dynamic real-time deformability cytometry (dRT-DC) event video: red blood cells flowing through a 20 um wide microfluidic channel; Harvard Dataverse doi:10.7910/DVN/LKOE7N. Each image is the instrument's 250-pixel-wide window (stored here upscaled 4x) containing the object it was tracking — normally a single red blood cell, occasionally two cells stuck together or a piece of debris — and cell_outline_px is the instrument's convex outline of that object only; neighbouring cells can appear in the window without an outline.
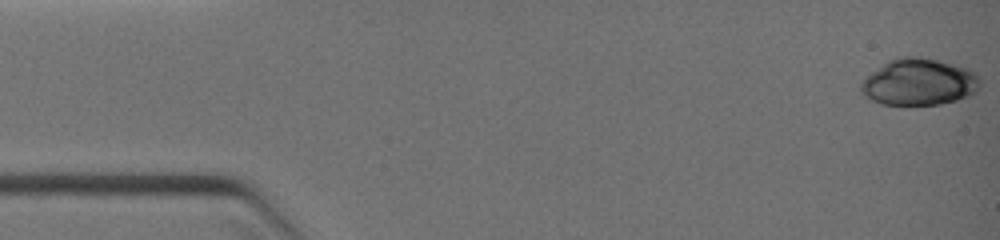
{"species": "common noctule bat (a hibernating species)", "species_latin": "Nyctalus noctula", "temperature_condition": "warm", "stored_images_in_passage": 9, "camera_frame_rate_fps": 3000, "um_per_image_px": 0.085, "animal": {"sex": "female", "body_mass_g": 19.0, "forearm_length_mm": 51.5}, "frame": {"image": 1, "passage_image": 1, "time_ms": 0.0, "image_size_px": [1000, 240], "cell_outline_px": [[980, 88], [976, 92], [968, 96], [956, 100], [940, 104], [904, 108], [880, 104], [864, 96], [860, 92], [860, 84], [872, 72], [888, 60], [904, 56], [912, 56], [936, 60], [964, 68], [972, 72], [980, 80]], "centroid_in_image_um": [78.06, 7.04], "position_along_channel_um": 6.9, "area_um2": 32.77}}
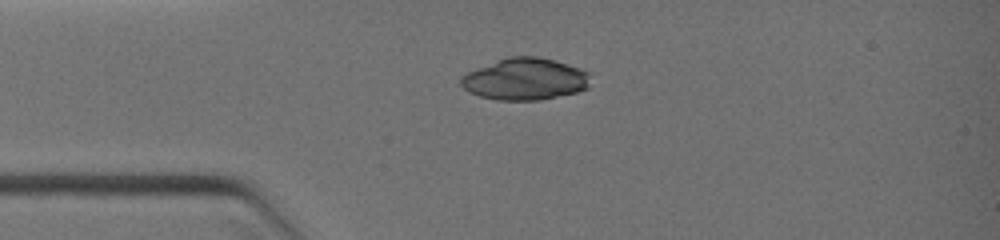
{"frame": {"image": 2, "passage_image": 6, "time_ms": 2.667, "image_size_px": [1000, 240], "cell_outline_px": [[588, 88], [576, 92], [536, 100], [500, 100], [480, 96], [468, 92], [460, 84], [460, 76], [468, 72], [496, 60], [508, 56], [536, 56], [552, 60], [580, 68], [588, 72]], "centroid_in_image_um": [44.58, 6.72], "position_along_channel_um": 40.4, "area_um2": 31.27}}
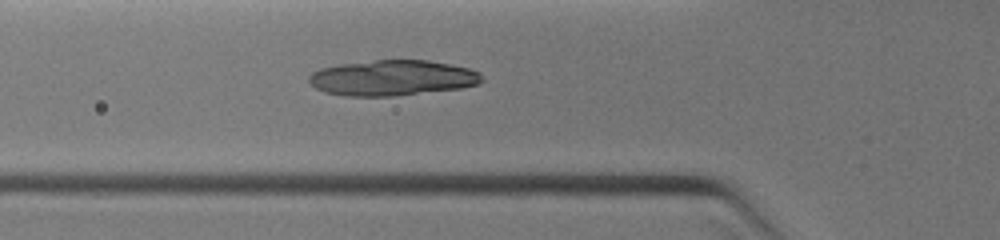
{"frame": {"image": 3, "passage_image": 9, "time_ms": 4.0, "image_size_px": [1000, 240], "cell_outline_px": [[484, 80], [476, 84], [460, 88], [392, 96], [344, 96], [328, 92], [316, 88], [308, 80], [308, 76], [312, 72], [320, 68], [340, 64], [376, 60], [428, 60], [452, 64], [468, 68], [480, 72]], "centroid_in_image_um": [33.35, 6.61], "position_along_channel_um": 92.4, "area_um2": 35.66}}